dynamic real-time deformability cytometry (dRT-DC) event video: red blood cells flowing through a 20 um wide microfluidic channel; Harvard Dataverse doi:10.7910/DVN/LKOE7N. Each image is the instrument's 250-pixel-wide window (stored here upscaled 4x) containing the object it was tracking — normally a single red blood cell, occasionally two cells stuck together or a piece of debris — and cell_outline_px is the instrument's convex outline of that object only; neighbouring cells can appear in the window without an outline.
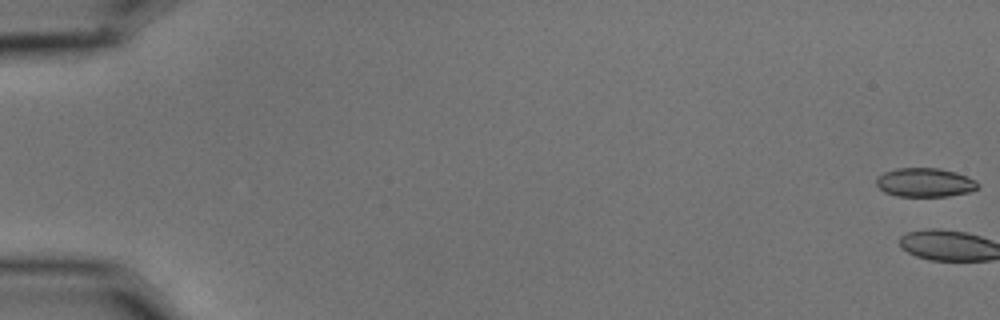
{"species": "common noctule bat (a hibernating species)", "species_latin": "Nyctalus noctula", "temperature_condition": "cold", "stored_images_in_passage": 3, "camera_frame_rate_fps": 3000, "um_per_image_px": 0.085, "animal": {"sex": "male", "body_mass_g": 15.6}, "frame": {"image": 1, "passage_image": 1, "time_ms": 0.0, "image_size_px": [1000, 320], "cell_outline_px": [[980, 188], [968, 192], [948, 196], [896, 196], [884, 192], [876, 184], [876, 180], [884, 172], [896, 168], [940, 168], [956, 172], [976, 180], [980, 184]], "centroid_in_image_um": [78.65, 15.51], "position_along_channel_um": 6.3, "area_um2": 17.17}}